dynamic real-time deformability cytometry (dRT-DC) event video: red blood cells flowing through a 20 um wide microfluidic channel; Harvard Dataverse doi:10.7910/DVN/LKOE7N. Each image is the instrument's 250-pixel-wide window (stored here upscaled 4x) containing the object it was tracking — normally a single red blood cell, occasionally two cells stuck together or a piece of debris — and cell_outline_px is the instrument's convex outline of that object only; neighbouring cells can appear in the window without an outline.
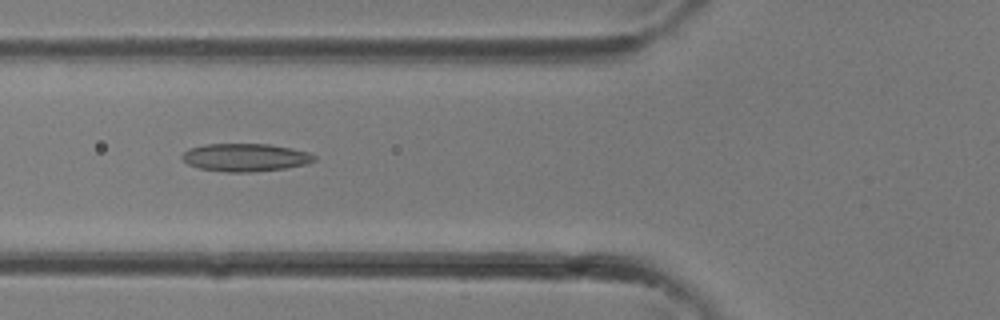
{"species": "common noctule bat (a hibernating species)", "species_latin": "Nyctalus noctula", "temperature_condition": "room temperature", "stored_images_in_passage": 34, "camera_frame_rate_fps": 3000, "um_per_image_px": 0.085, "animal": {"sex": "female"}, "frame": {"image": 1, "passage_image": 13, "time_ms": 4.0, "image_size_px": [1000, 320], "cell_outline_px": [[316, 160], [304, 164], [288, 168], [252, 172], [224, 172], [200, 168], [188, 164], [180, 156], [188, 148], [204, 144], [268, 144], [292, 148], [308, 152], [316, 156]], "centroid_in_image_um": [20.85, 13.38], "position_along_channel_um": 105.0, "area_um2": 21.56}}
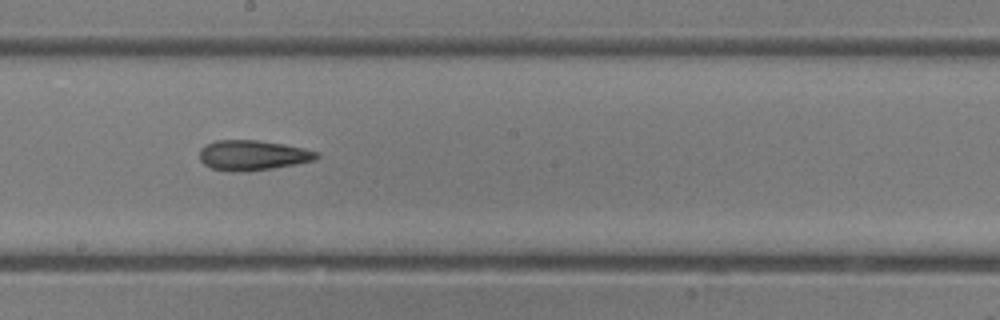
{"frame": {"image": 2, "passage_image": 19, "time_ms": 6.0, "image_size_px": [1000, 320], "cell_outline_px": [[320, 156], [316, 160], [296, 164], [248, 172], [232, 172], [212, 168], [204, 164], [200, 160], [200, 148], [204, 144], [216, 140], [256, 140], [284, 144], [304, 148], [320, 152]], "centroid_in_image_um": [21.49, 13.2], "position_along_channel_um": 226.7, "area_um2": 20.81}}
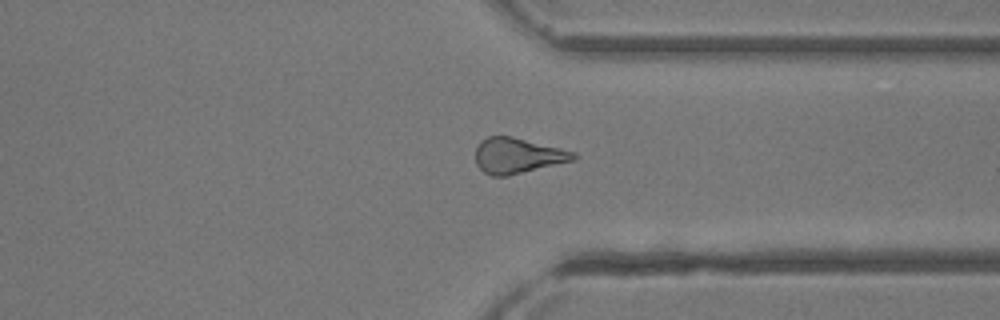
{"frame": {"image": 3, "passage_image": 26, "time_ms": 8.333, "image_size_px": [1000, 320], "cell_outline_px": [[576, 160], [508, 176], [492, 176], [484, 172], [476, 164], [476, 148], [480, 140], [488, 136], [512, 136], [576, 152]], "centroid_in_image_um": [43.99, 13.23], "position_along_channel_um": 367.4, "area_um2": 20.35}}